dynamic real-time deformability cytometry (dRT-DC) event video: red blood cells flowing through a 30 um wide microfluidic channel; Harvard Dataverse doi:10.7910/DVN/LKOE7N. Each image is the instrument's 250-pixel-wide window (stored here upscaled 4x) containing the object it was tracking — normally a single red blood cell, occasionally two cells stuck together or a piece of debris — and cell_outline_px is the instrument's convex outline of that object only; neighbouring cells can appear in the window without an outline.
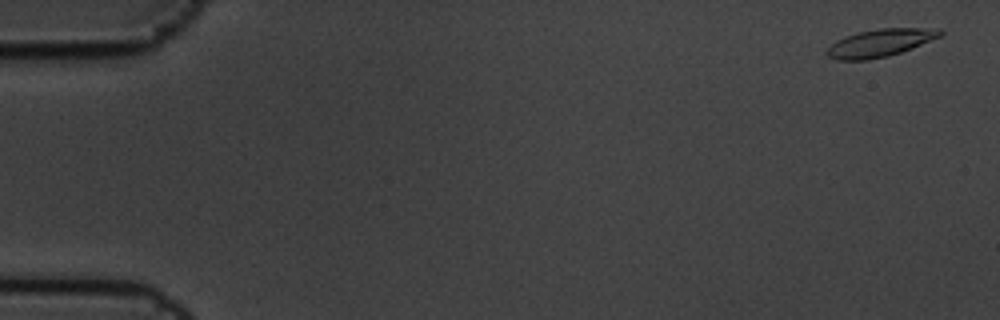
{"species": "common noctule bat (a hibernating species)", "species_latin": "Nyctalus noctula", "temperature_condition": "cold", "stored_images_in_passage": 8, "camera_frame_rate_fps": 3000, "um_per_image_px": 0.085, "animal": {"sex": "male", "body_mass_g": 19.5, "forearm_length_mm": 54.6}, "frame": {"image": 1, "passage_image": 1, "time_ms": 0.0, "image_size_px": [1000, 320], "cell_outline_px": [[944, 32], [940, 36], [912, 48], [888, 56], [868, 60], [836, 60], [828, 56], [824, 52], [836, 40], [860, 32], [880, 28], [940, 28]], "centroid_in_image_um": [74.81, 3.65], "position_along_channel_um": 10.2, "area_um2": 18.09}}
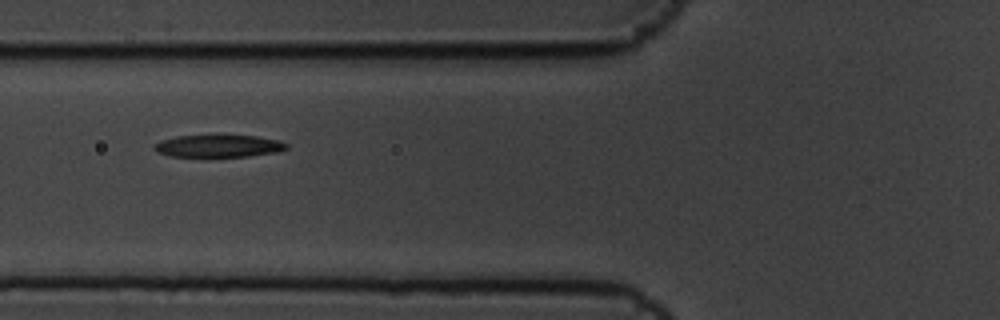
{"frame": {"image": 2, "passage_image": 7, "time_ms": 2.0, "image_size_px": [1000, 320], "cell_outline_px": [[288, 148], [276, 152], [248, 156], [168, 156], [156, 152], [152, 148], [160, 140], [176, 136], [256, 136], [280, 140], [288, 144]], "centroid_in_image_um": [18.56, 12.41], "position_along_channel_um": 107.2, "area_um2": 16.99}}
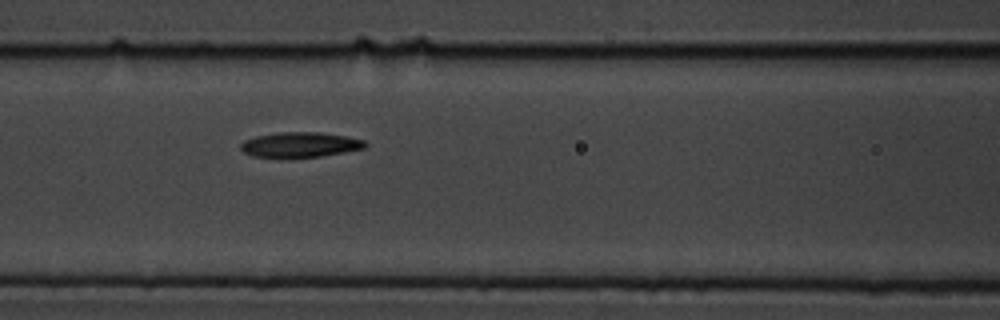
{"frame": {"image": 3, "passage_image": 8, "time_ms": 2.333, "image_size_px": [1000, 320], "cell_outline_px": [[368, 144], [364, 148], [344, 152], [320, 156], [252, 156], [244, 152], [240, 148], [240, 144], [244, 140], [256, 136], [280, 132], [320, 132], [344, 136], [364, 140]], "centroid_in_image_um": [25.51, 12.28], "position_along_channel_um": 141.1, "area_um2": 17.74}}